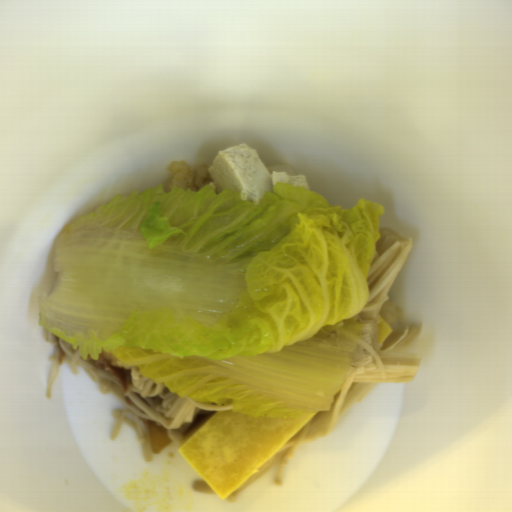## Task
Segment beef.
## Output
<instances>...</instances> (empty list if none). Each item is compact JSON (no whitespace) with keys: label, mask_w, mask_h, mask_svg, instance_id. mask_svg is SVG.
<instances>
[{"label":"beef","mask_w":512,"mask_h":512,"mask_svg":"<svg viewBox=\"0 0 512 512\" xmlns=\"http://www.w3.org/2000/svg\"><path fill=\"white\" fill-rule=\"evenodd\" d=\"M86 359H88L98 368L108 369L109 371H111L121 391L128 393L127 369L121 368L118 365L113 364L112 360L106 358L102 353L98 354L96 359H92L89 354L87 355Z\"/></svg>","instance_id":"beef-1"}]
</instances>
